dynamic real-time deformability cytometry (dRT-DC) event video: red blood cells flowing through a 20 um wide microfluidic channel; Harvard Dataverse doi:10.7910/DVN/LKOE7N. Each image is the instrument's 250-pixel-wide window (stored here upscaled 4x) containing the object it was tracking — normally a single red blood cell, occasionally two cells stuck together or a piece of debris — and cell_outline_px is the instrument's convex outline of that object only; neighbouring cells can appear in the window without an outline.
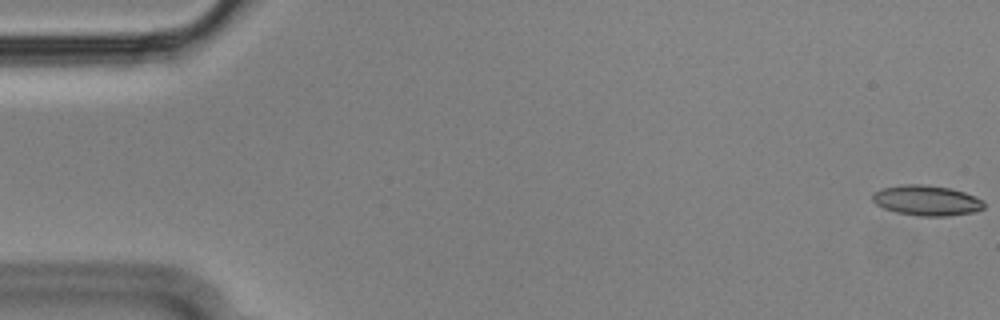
{"species": "Egyptian fruit bat (a non-hibernating species)", "species_latin": "Rousettus aegyptiacus", "temperature_condition": "cold", "stored_images_in_passage": 52, "camera_frame_rate_fps": 3000, "um_per_image_px": 0.085, "animal": {"sex": "male"}, "frame": {"image": 1, "passage_image": 1, "time_ms": 0.0, "image_size_px": [1000, 320], "cell_outline_px": [[984, 208], [976, 212], [948, 216], [920, 216], [896, 212], [884, 208], [876, 204], [872, 200], [872, 192], [880, 188], [900, 184], [924, 184], [948, 188], [964, 192], [976, 196], [984, 200]], "centroid_in_image_um": [78.76, 17.03], "position_along_channel_um": 6.2, "area_um2": 19.94}}
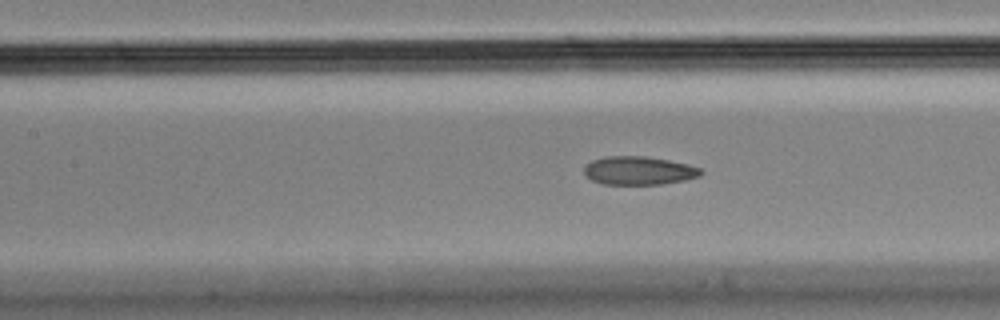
{"frame": {"image": 2, "passage_image": 25, "time_ms": 8.0, "image_size_px": [1000, 320], "cell_outline_px": [[704, 172], [700, 176], [684, 180], [660, 184], [604, 184], [592, 180], [584, 172], [584, 168], [592, 160], [604, 156], [644, 156], [668, 160], [688, 164], [700, 168]], "centroid_in_image_um": [54.32, 14.49], "position_along_channel_um": 153.1, "area_um2": 19.19}}
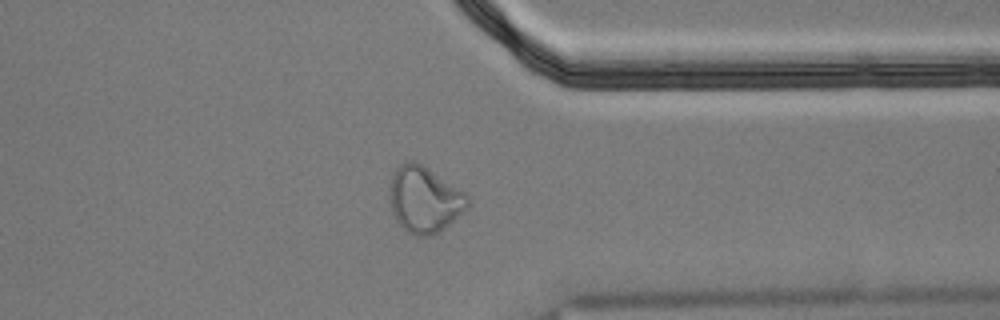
{"frame": {"image": 3, "passage_image": 44, "time_ms": 14.333, "image_size_px": [1000, 320], "cell_outline_px": [[472, 204], [464, 212], [444, 228], [432, 236], [416, 236], [408, 232], [396, 220], [392, 212], [388, 200], [388, 192], [392, 172], [400, 164], [408, 160], [416, 160], [464, 192], [468, 196]], "centroid_in_image_um": [36.05, 16.95], "position_along_channel_um": 375.3, "area_um2": 30.52}}